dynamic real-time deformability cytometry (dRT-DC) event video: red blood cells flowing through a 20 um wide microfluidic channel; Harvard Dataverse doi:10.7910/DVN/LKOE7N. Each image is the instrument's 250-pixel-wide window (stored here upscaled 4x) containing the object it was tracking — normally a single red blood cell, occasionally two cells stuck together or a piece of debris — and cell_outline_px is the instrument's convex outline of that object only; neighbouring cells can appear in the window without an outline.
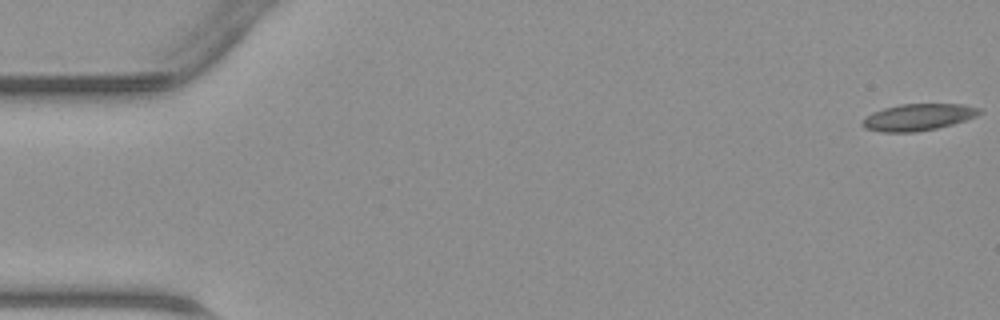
{"species": "common noctule bat (a hibernating species)", "species_latin": "Nyctalus noctula", "temperature_condition": "warm", "stored_images_in_passage": 8, "camera_frame_rate_fps": 3000, "um_per_image_px": 0.085, "animal": {"sex": "male", "body_mass_g": 23.1, "forearm_length_mm": 52.7}, "frame": {"image": 1, "passage_image": 1, "time_ms": 0.0, "image_size_px": [1000, 320], "cell_outline_px": [[984, 112], [976, 116], [952, 124], [936, 128], [916, 132], [880, 132], [864, 128], [860, 124], [860, 120], [872, 112], [884, 108], [900, 104], [964, 104], [980, 108]], "centroid_in_image_um": [78.01, 9.96], "position_along_channel_um": 7.0, "area_um2": 18.38}}